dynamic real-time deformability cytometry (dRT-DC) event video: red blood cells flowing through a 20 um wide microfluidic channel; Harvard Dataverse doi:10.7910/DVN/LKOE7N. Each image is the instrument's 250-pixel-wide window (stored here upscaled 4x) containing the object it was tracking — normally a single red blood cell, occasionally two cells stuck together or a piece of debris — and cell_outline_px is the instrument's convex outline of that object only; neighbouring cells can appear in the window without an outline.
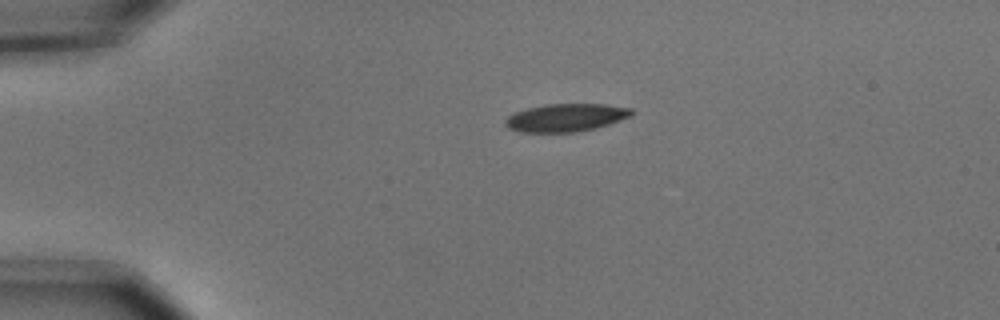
{"species": "common noctule bat (a hibernating species)", "species_latin": "Nyctalus noctula", "temperature_condition": "cold", "stored_images_in_passage": 2, "camera_frame_rate_fps": 3000, "um_per_image_px": 0.085, "animal": {"sex": "male", "body_mass_g": 15.6}, "frame": {"image": 1, "passage_image": 1, "time_ms": 0.0, "image_size_px": [1000, 320], "cell_outline_px": [[636, 112], [632, 116], [596, 128], [576, 132], [520, 132], [508, 128], [504, 124], [504, 120], [508, 116], [516, 112], [528, 108], [548, 104], [604, 104], [632, 108]], "centroid_in_image_um": [48.12, 10.0], "position_along_channel_um": 36.9, "area_um2": 20.58}}